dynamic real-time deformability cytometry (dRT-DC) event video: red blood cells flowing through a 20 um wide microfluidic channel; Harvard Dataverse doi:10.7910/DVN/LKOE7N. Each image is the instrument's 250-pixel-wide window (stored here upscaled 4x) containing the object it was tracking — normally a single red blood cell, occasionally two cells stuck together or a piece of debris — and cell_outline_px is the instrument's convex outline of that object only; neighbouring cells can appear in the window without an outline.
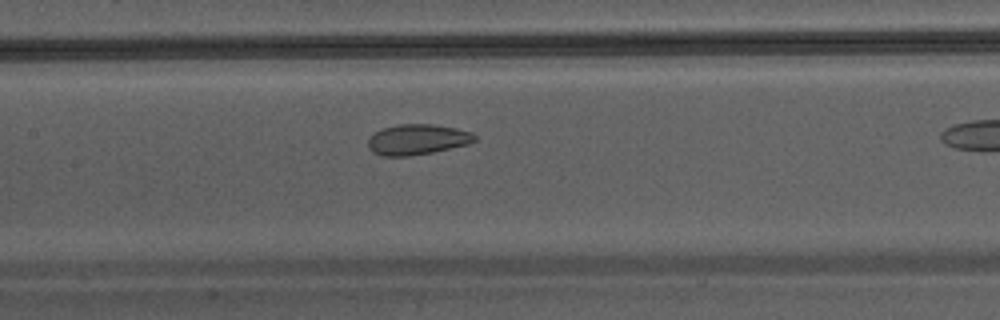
{"species": "Egyptian fruit bat (a non-hibernating species)", "species_latin": "Rousettus aegyptiacus", "temperature_condition": "warm", "stored_images_in_passage": 25, "camera_frame_rate_fps": 3000, "um_per_image_px": 0.085, "animal": {"sex": "male"}, "frame": {"image": 1, "passage_image": 18, "time_ms": 5.667, "image_size_px": [1000, 320], "cell_outline_px": [[476, 140], [468, 144], [432, 152], [408, 156], [380, 156], [372, 152], [368, 148], [368, 140], [376, 132], [384, 128], [400, 124], [432, 124], [456, 128], [472, 132], [476, 136]], "centroid_in_image_um": [35.47, 11.86], "position_along_channel_um": 171.9, "area_um2": 18.84}}